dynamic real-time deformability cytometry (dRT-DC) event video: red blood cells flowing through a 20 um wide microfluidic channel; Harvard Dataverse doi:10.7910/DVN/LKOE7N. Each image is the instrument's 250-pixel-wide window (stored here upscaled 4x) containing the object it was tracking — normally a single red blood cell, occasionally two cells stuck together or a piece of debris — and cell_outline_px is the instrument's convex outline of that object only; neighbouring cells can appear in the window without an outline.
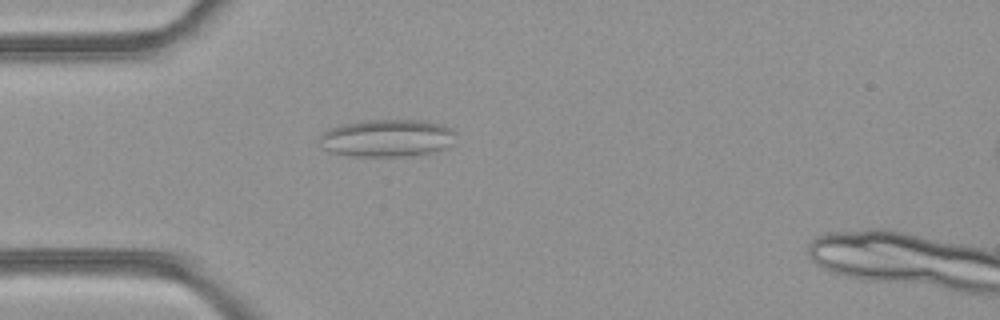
{"species": "common noctule bat (a hibernating species)", "species_latin": "Nyctalus noctula", "temperature_condition": "room temperature", "stored_images_in_passage": 4, "camera_frame_rate_fps": 3000, "um_per_image_px": 0.085, "animal": {"sex": "female", "body_mass_g": 21.9}, "frame": {"image": 1, "passage_image": 3, "time_ms": 0.667, "image_size_px": [1000, 320], "cell_outline_px": [[456, 132], [452, 144], [444, 148], [432, 152], [408, 156], [356, 156], [332, 152], [324, 148], [320, 136], [328, 128], [340, 124], [368, 120], [420, 120], [440, 124], [452, 128]], "centroid_in_image_um": [32.93, 11.72], "position_along_channel_um": 52.1, "area_um2": 29.59}}